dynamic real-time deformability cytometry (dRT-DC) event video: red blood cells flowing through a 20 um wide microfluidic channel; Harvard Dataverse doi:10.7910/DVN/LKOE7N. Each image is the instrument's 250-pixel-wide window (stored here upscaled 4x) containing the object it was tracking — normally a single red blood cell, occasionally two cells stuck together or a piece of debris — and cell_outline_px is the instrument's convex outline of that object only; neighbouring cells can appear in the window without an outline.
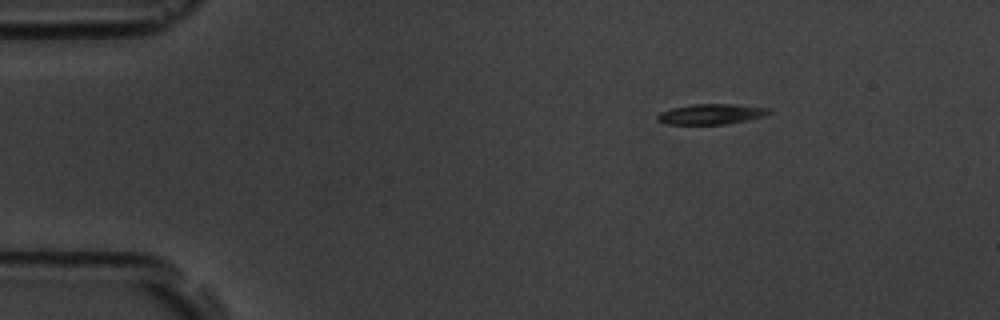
{"species": "common noctule bat (a hibernating species)", "species_latin": "Nyctalus noctula", "temperature_condition": "room temperature", "stored_images_in_passage": 4, "camera_frame_rate_fps": 3000, "um_per_image_px": 0.085, "animal": {"sex": "male", "body_mass_g": 19.5, "forearm_length_mm": 54.6}, "frame": {"image": 1, "passage_image": 1, "time_ms": 0.0, "image_size_px": [1000, 320], "cell_outline_px": [[772, 112], [764, 116], [748, 120], [724, 124], [668, 124], [656, 120], [656, 116], [660, 112], [672, 108], [692, 104], [732, 104], [768, 108]], "centroid_in_image_um": [60.43, 9.7], "position_along_channel_um": 24.6, "area_um2": 13.18}}
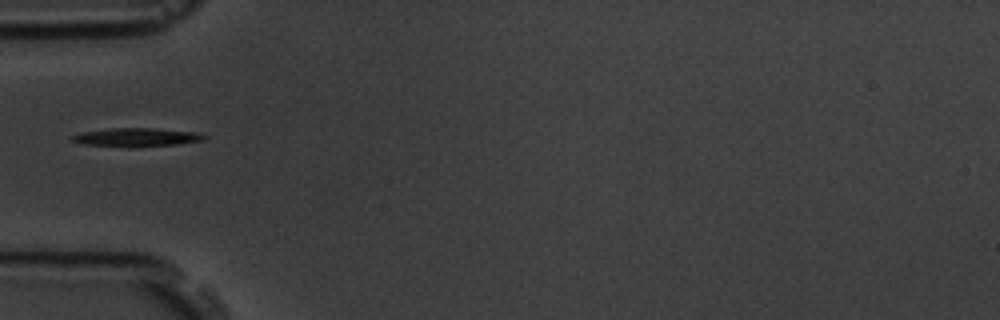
{"frame": {"image": 2, "passage_image": 4, "time_ms": 3.333, "image_size_px": [1000, 320], "cell_outline_px": [[208, 136], [204, 140], [176, 144], [136, 148], [128, 148], [84, 144], [72, 140], [72, 136], [84, 132], [112, 128], [156, 128], [196, 132]], "centroid_in_image_um": [11.65, 11.68], "position_along_channel_um": 73.3, "area_um2": 14.39}}